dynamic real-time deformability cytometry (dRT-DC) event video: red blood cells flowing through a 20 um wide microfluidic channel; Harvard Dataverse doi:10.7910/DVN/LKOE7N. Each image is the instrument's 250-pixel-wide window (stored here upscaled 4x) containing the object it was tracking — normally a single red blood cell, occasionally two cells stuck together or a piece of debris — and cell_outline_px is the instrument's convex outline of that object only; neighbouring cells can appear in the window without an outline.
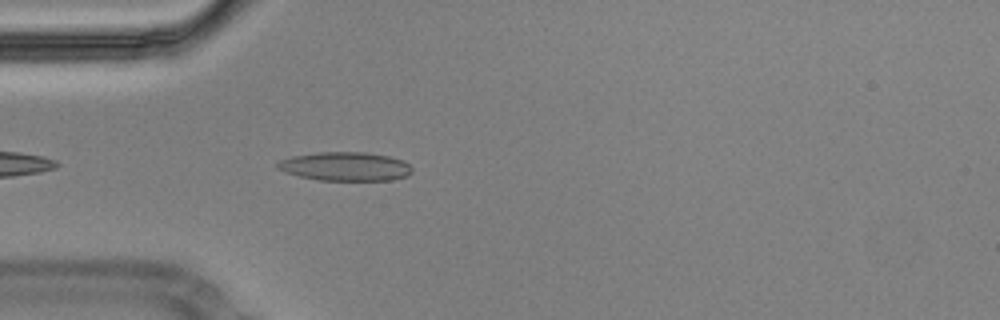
{"species": "Egyptian fruit bat (a non-hibernating species)", "species_latin": "Rousettus aegyptiacus", "temperature_condition": "cold", "stored_images_in_passage": 8, "camera_frame_rate_fps": 3000, "um_per_image_px": 0.085, "animal": {"sex": "male"}, "frame": {"image": 1, "passage_image": 4, "time_ms": 1.0, "image_size_px": [1000, 320], "cell_outline_px": [[412, 172], [408, 176], [392, 180], [320, 180], [300, 176], [276, 168], [276, 164], [280, 160], [292, 156], [316, 152], [364, 152], [388, 156], [404, 160], [412, 168]], "centroid_in_image_um": [29.38, 14.14], "position_along_channel_um": 55.6, "area_um2": 22.54}}